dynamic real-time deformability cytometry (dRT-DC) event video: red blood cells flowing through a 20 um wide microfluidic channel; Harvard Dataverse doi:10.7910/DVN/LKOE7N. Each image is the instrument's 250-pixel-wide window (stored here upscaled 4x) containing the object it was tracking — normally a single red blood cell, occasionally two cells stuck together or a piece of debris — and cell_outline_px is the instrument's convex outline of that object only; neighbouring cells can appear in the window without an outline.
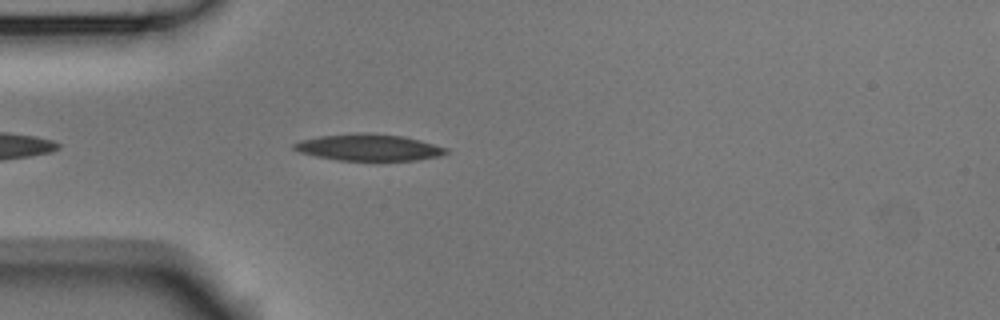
{"species": "Egyptian fruit bat (a non-hibernating species)", "species_latin": "Rousettus aegyptiacus", "temperature_condition": "room temperature", "stored_images_in_passage": 21, "camera_frame_rate_fps": 3000, "um_per_image_px": 0.085, "animal": {"sex": "male"}, "frame": {"image": 1, "passage_image": 4, "time_ms": 1.0, "image_size_px": [1000, 320], "cell_outline_px": [[448, 152], [440, 156], [416, 160], [376, 164], [336, 160], [316, 156], [300, 152], [292, 148], [292, 144], [300, 140], [320, 136], [360, 132], [364, 132], [404, 136], [420, 140], [448, 148]], "centroid_in_image_um": [31.37, 12.58], "position_along_channel_um": 53.6, "area_um2": 24.74}}
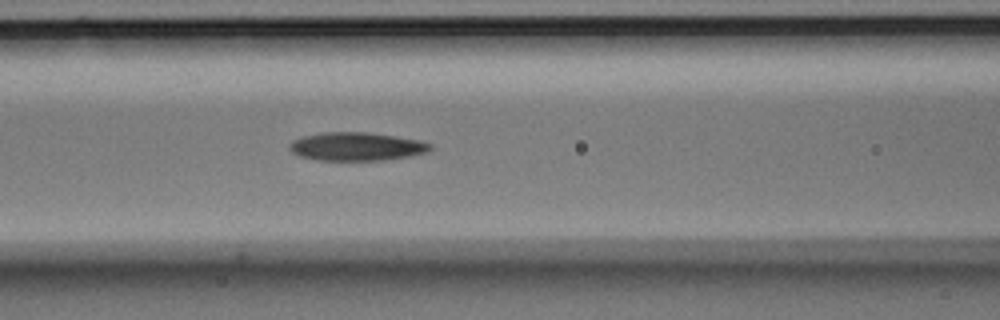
{"frame": {"image": 2, "passage_image": 11, "time_ms": 3.333, "image_size_px": [1000, 320], "cell_outline_px": [[432, 148], [428, 152], [408, 156], [384, 160], [320, 160], [300, 156], [292, 152], [288, 148], [288, 144], [292, 140], [304, 136], [320, 132], [368, 132], [396, 136], [420, 140], [432, 144]], "centroid_in_image_um": [30.3, 12.44], "position_along_channel_um": 136.3, "area_um2": 23.35}}
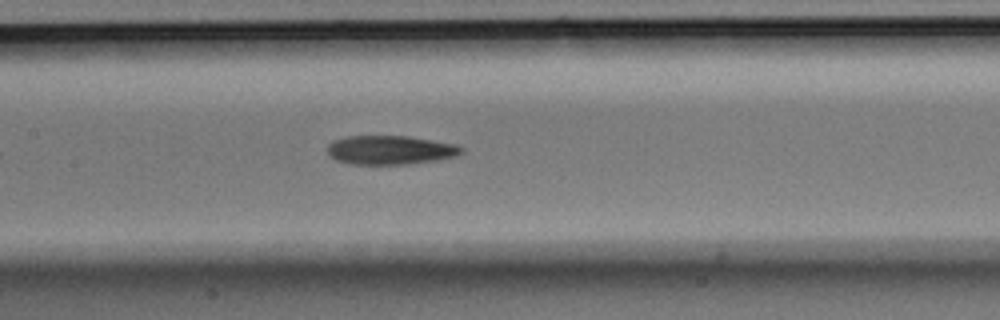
{"frame": {"image": 3, "passage_image": 14, "time_ms": 4.333, "image_size_px": [1000, 320], "cell_outline_px": [[464, 152], [456, 156], [440, 160], [408, 164], [352, 164], [336, 160], [328, 156], [328, 144], [332, 140], [348, 136], [408, 136], [456, 144], [464, 148]], "centroid_in_image_um": [33.19, 12.75], "position_along_channel_um": 174.2, "area_um2": 22.83}}